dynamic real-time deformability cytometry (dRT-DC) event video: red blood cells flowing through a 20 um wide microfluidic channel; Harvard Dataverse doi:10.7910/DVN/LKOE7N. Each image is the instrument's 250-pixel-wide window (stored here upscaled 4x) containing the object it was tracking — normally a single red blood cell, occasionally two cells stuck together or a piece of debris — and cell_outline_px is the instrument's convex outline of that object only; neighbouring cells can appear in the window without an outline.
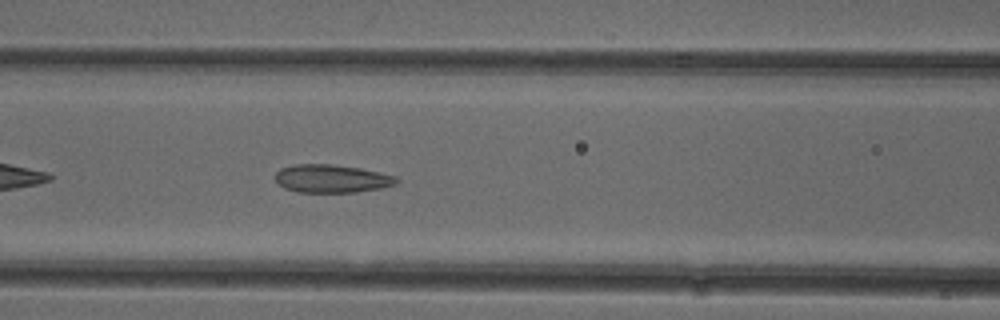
{"species": "common noctule bat (a hibernating species)", "species_latin": "Nyctalus noctula", "temperature_condition": "cold", "stored_images_in_passage": 38, "camera_frame_rate_fps": 3000, "um_per_image_px": 0.085, "animal": {"sex": "female"}, "frame": {"image": 1, "passage_image": 8, "time_ms": 2.333, "image_size_px": [1000, 320], "cell_outline_px": [[400, 180], [396, 184], [380, 188], [356, 192], [296, 192], [284, 188], [276, 184], [272, 176], [280, 168], [292, 164], [332, 164], [360, 168], [396, 176]], "centroid_in_image_um": [28.12, 15.18], "position_along_channel_um": 138.5, "area_um2": 20.17}}
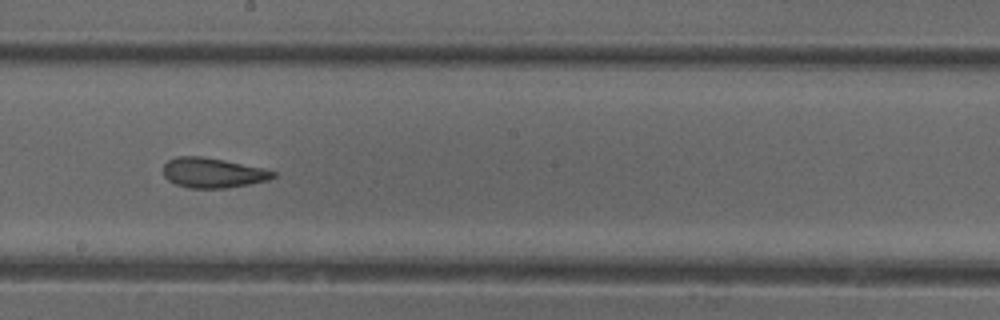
{"frame": {"image": 2, "passage_image": 15, "time_ms": 4.667, "image_size_px": [1000, 320], "cell_outline_px": [[276, 176], [268, 180], [248, 184], [224, 188], [188, 188], [176, 184], [168, 180], [164, 176], [164, 164], [168, 160], [176, 156], [200, 156], [224, 160], [264, 168], [276, 172]], "centroid_in_image_um": [18.08, 14.68], "position_along_channel_um": 230.1, "area_um2": 19.13}}
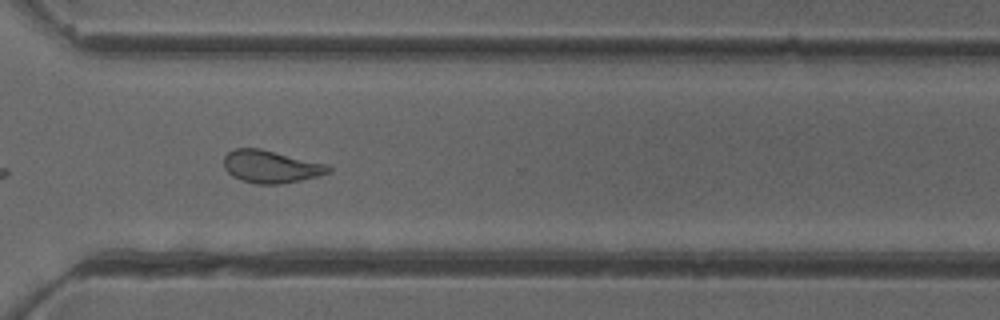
{"frame": {"image": 3, "passage_image": 24, "time_ms": 7.667, "image_size_px": [1000, 320], "cell_outline_px": [[332, 172], [300, 180], [280, 184], [256, 184], [240, 180], [232, 176], [224, 168], [224, 156], [228, 152], [236, 148], [260, 148], [328, 164], [332, 168]], "centroid_in_image_um": [23.02, 14.16], "position_along_channel_um": 347.6, "area_um2": 19.94}, "authors_computed_cell_mechanics": {"area_um2": 20.0855, "velocity_mm_per_s": 3.9367, "shape_relaxation_time_tau1_ms": null, "shape_relaxation_time_tau2_ms": 2.1175, "deformation_change_tau1": null, "deformation_change_tau2": 0.0969}}